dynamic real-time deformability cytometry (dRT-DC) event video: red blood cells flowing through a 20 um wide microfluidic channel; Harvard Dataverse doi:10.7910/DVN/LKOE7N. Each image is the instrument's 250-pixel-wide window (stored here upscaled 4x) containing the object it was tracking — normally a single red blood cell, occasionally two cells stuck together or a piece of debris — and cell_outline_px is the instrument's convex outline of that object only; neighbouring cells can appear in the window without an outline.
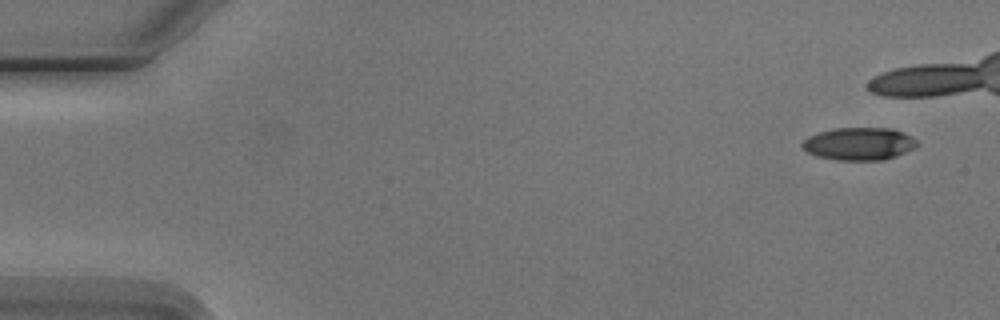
{"species": "Egyptian fruit bat (a non-hibernating species)", "species_latin": "Rousettus aegyptiacus", "temperature_condition": "cold", "stored_images_in_passage": 3, "camera_frame_rate_fps": 3000, "um_per_image_px": 0.085, "animal": {"sex": "male"}, "frame": {"image": 1, "passage_image": 1, "time_ms": 0.0, "image_size_px": [1000, 320], "cell_outline_px": [[920, 144], [916, 148], [896, 156], [884, 160], [836, 160], [816, 156], [800, 148], [800, 144], [808, 136], [832, 128], [892, 128], [912, 136]], "centroid_in_image_um": [73.02, 12.22], "position_along_channel_um": 12.0, "area_um2": 22.14}}